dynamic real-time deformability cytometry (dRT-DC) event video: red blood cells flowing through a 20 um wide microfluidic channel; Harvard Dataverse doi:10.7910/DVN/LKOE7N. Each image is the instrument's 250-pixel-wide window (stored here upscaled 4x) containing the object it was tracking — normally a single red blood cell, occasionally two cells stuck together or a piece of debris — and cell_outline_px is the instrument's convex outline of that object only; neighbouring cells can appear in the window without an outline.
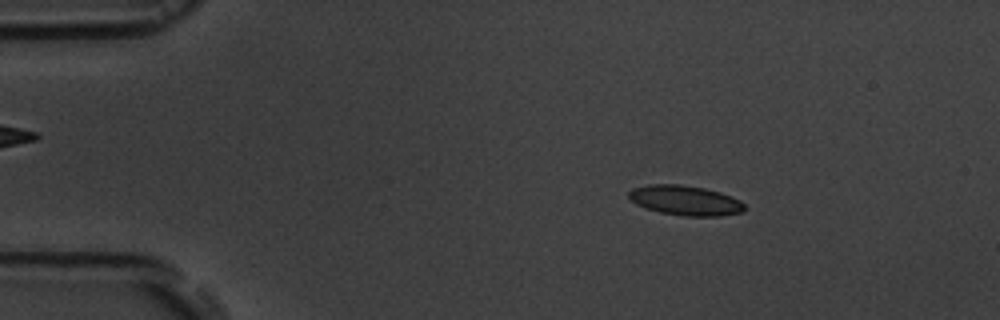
{"species": "common noctule bat (a hibernating species)", "species_latin": "Nyctalus noctula", "temperature_condition": "room temperature", "stored_images_in_passage": 5, "segment_of_instrument_passage": [1, 2], "camera_frame_rate_fps": 3000, "um_per_image_px": 0.085, "animal": {"sex": "male", "body_mass_g": 19.5, "forearm_length_mm": 54.6}, "frame": {"image": 1, "passage_image": 2, "time_ms": 1.0, "image_size_px": [1000, 320], "cell_outline_px": [[744, 212], [720, 216], [684, 216], [660, 212], [644, 208], [636, 204], [628, 196], [628, 192], [632, 188], [648, 184], [680, 184], [704, 188], [720, 192], [732, 196], [740, 200], [744, 204]], "centroid_in_image_um": [58.24, 17.03], "position_along_channel_um": 26.8, "area_um2": 20.29}}